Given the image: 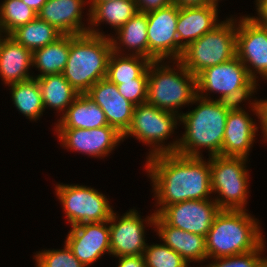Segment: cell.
Returning <instances> with one entry per match:
<instances>
[{"mask_svg":"<svg viewBox=\"0 0 267 267\" xmlns=\"http://www.w3.org/2000/svg\"><path fill=\"white\" fill-rule=\"evenodd\" d=\"M177 119L180 120L179 114L161 110L148 102L141 103L134 107L130 126L122 135L123 139L131 135L146 145H152L147 158L157 154L175 153L179 139L167 146L163 142L177 127Z\"/></svg>","mask_w":267,"mask_h":267,"instance_id":"cell-9","label":"cell"},{"mask_svg":"<svg viewBox=\"0 0 267 267\" xmlns=\"http://www.w3.org/2000/svg\"><path fill=\"white\" fill-rule=\"evenodd\" d=\"M105 1H111V0H91V3H100Z\"/></svg>","mask_w":267,"mask_h":267,"instance_id":"cell-42","label":"cell"},{"mask_svg":"<svg viewBox=\"0 0 267 267\" xmlns=\"http://www.w3.org/2000/svg\"><path fill=\"white\" fill-rule=\"evenodd\" d=\"M63 34L48 22L36 17L26 25L18 27L10 36L31 52L55 42Z\"/></svg>","mask_w":267,"mask_h":267,"instance_id":"cell-28","label":"cell"},{"mask_svg":"<svg viewBox=\"0 0 267 267\" xmlns=\"http://www.w3.org/2000/svg\"><path fill=\"white\" fill-rule=\"evenodd\" d=\"M36 267H85L65 243L64 249L43 250L35 255Z\"/></svg>","mask_w":267,"mask_h":267,"instance_id":"cell-33","label":"cell"},{"mask_svg":"<svg viewBox=\"0 0 267 267\" xmlns=\"http://www.w3.org/2000/svg\"><path fill=\"white\" fill-rule=\"evenodd\" d=\"M0 5V29L5 35L37 17V13L22 0H4Z\"/></svg>","mask_w":267,"mask_h":267,"instance_id":"cell-31","label":"cell"},{"mask_svg":"<svg viewBox=\"0 0 267 267\" xmlns=\"http://www.w3.org/2000/svg\"><path fill=\"white\" fill-rule=\"evenodd\" d=\"M156 213L142 219L137 210L131 209L121 218L113 212L109 219L110 255L115 257L143 255L147 246L145 240V226L154 225ZM119 219V220H118Z\"/></svg>","mask_w":267,"mask_h":267,"instance_id":"cell-13","label":"cell"},{"mask_svg":"<svg viewBox=\"0 0 267 267\" xmlns=\"http://www.w3.org/2000/svg\"><path fill=\"white\" fill-rule=\"evenodd\" d=\"M55 190L71 226L108 221L114 212L106 196L94 188L62 183Z\"/></svg>","mask_w":267,"mask_h":267,"instance_id":"cell-10","label":"cell"},{"mask_svg":"<svg viewBox=\"0 0 267 267\" xmlns=\"http://www.w3.org/2000/svg\"><path fill=\"white\" fill-rule=\"evenodd\" d=\"M211 200H188L167 205L159 215L170 226L206 237L215 216L221 210Z\"/></svg>","mask_w":267,"mask_h":267,"instance_id":"cell-14","label":"cell"},{"mask_svg":"<svg viewBox=\"0 0 267 267\" xmlns=\"http://www.w3.org/2000/svg\"><path fill=\"white\" fill-rule=\"evenodd\" d=\"M112 52L109 35L89 32L70 35V52L62 74L78 94H85L96 82L106 78Z\"/></svg>","mask_w":267,"mask_h":267,"instance_id":"cell-3","label":"cell"},{"mask_svg":"<svg viewBox=\"0 0 267 267\" xmlns=\"http://www.w3.org/2000/svg\"><path fill=\"white\" fill-rule=\"evenodd\" d=\"M258 224L246 210H220L206 236L208 259L257 249L264 242Z\"/></svg>","mask_w":267,"mask_h":267,"instance_id":"cell-4","label":"cell"},{"mask_svg":"<svg viewBox=\"0 0 267 267\" xmlns=\"http://www.w3.org/2000/svg\"><path fill=\"white\" fill-rule=\"evenodd\" d=\"M109 126L103 110L86 94H79L54 129H94Z\"/></svg>","mask_w":267,"mask_h":267,"instance_id":"cell-23","label":"cell"},{"mask_svg":"<svg viewBox=\"0 0 267 267\" xmlns=\"http://www.w3.org/2000/svg\"><path fill=\"white\" fill-rule=\"evenodd\" d=\"M217 7L216 3L201 7H178L176 31L178 42L183 48L220 24L217 21Z\"/></svg>","mask_w":267,"mask_h":267,"instance_id":"cell-21","label":"cell"},{"mask_svg":"<svg viewBox=\"0 0 267 267\" xmlns=\"http://www.w3.org/2000/svg\"><path fill=\"white\" fill-rule=\"evenodd\" d=\"M196 102L199 104L195 109L180 115L179 121L185 125V133L179 139L176 153L201 157L200 148L205 147L210 152L209 157L218 156L222 150L227 115L235 104L198 95L193 100Z\"/></svg>","mask_w":267,"mask_h":267,"instance_id":"cell-2","label":"cell"},{"mask_svg":"<svg viewBox=\"0 0 267 267\" xmlns=\"http://www.w3.org/2000/svg\"><path fill=\"white\" fill-rule=\"evenodd\" d=\"M236 19H226L184 48L179 61L193 75L236 56ZM236 25V26H235Z\"/></svg>","mask_w":267,"mask_h":267,"instance_id":"cell-6","label":"cell"},{"mask_svg":"<svg viewBox=\"0 0 267 267\" xmlns=\"http://www.w3.org/2000/svg\"><path fill=\"white\" fill-rule=\"evenodd\" d=\"M247 158L232 156H211V189L220 198L214 201L221 210H246L248 199Z\"/></svg>","mask_w":267,"mask_h":267,"instance_id":"cell-8","label":"cell"},{"mask_svg":"<svg viewBox=\"0 0 267 267\" xmlns=\"http://www.w3.org/2000/svg\"><path fill=\"white\" fill-rule=\"evenodd\" d=\"M119 258L117 267H146L143 255L123 256Z\"/></svg>","mask_w":267,"mask_h":267,"instance_id":"cell-38","label":"cell"},{"mask_svg":"<svg viewBox=\"0 0 267 267\" xmlns=\"http://www.w3.org/2000/svg\"><path fill=\"white\" fill-rule=\"evenodd\" d=\"M214 1V3H216V4H218V2H219V0H213Z\"/></svg>","mask_w":267,"mask_h":267,"instance_id":"cell-45","label":"cell"},{"mask_svg":"<svg viewBox=\"0 0 267 267\" xmlns=\"http://www.w3.org/2000/svg\"><path fill=\"white\" fill-rule=\"evenodd\" d=\"M147 25V13L137 12L117 30V39L110 37L113 52L121 54L120 48L125 46L129 50L132 49V55L143 56L148 59ZM121 44L122 46H120Z\"/></svg>","mask_w":267,"mask_h":267,"instance_id":"cell-25","label":"cell"},{"mask_svg":"<svg viewBox=\"0 0 267 267\" xmlns=\"http://www.w3.org/2000/svg\"><path fill=\"white\" fill-rule=\"evenodd\" d=\"M138 12L149 13L158 9H162L173 4L172 0H134Z\"/></svg>","mask_w":267,"mask_h":267,"instance_id":"cell-37","label":"cell"},{"mask_svg":"<svg viewBox=\"0 0 267 267\" xmlns=\"http://www.w3.org/2000/svg\"><path fill=\"white\" fill-rule=\"evenodd\" d=\"M146 159V170L159 206L156 214L167 205L210 198L209 160L205 162L202 157H188L176 152L157 154Z\"/></svg>","mask_w":267,"mask_h":267,"instance_id":"cell-1","label":"cell"},{"mask_svg":"<svg viewBox=\"0 0 267 267\" xmlns=\"http://www.w3.org/2000/svg\"><path fill=\"white\" fill-rule=\"evenodd\" d=\"M109 220L84 223L70 228L65 243L85 266L93 264L105 253L110 254Z\"/></svg>","mask_w":267,"mask_h":267,"instance_id":"cell-15","label":"cell"},{"mask_svg":"<svg viewBox=\"0 0 267 267\" xmlns=\"http://www.w3.org/2000/svg\"><path fill=\"white\" fill-rule=\"evenodd\" d=\"M70 52V35H62L41 49L32 52V65L41 74L34 78L63 73Z\"/></svg>","mask_w":267,"mask_h":267,"instance_id":"cell-26","label":"cell"},{"mask_svg":"<svg viewBox=\"0 0 267 267\" xmlns=\"http://www.w3.org/2000/svg\"><path fill=\"white\" fill-rule=\"evenodd\" d=\"M63 147L93 157H105L123 140L114 127L56 129Z\"/></svg>","mask_w":267,"mask_h":267,"instance_id":"cell-16","label":"cell"},{"mask_svg":"<svg viewBox=\"0 0 267 267\" xmlns=\"http://www.w3.org/2000/svg\"><path fill=\"white\" fill-rule=\"evenodd\" d=\"M252 104V111L256 114L258 119H260V128L263 131L262 133L264 134V141H267V100H257L255 99Z\"/></svg>","mask_w":267,"mask_h":267,"instance_id":"cell-36","label":"cell"},{"mask_svg":"<svg viewBox=\"0 0 267 267\" xmlns=\"http://www.w3.org/2000/svg\"><path fill=\"white\" fill-rule=\"evenodd\" d=\"M264 242L255 250L234 256L215 258L213 263L206 267H262L267 257H260L264 252ZM203 267V266H202Z\"/></svg>","mask_w":267,"mask_h":267,"instance_id":"cell-34","label":"cell"},{"mask_svg":"<svg viewBox=\"0 0 267 267\" xmlns=\"http://www.w3.org/2000/svg\"><path fill=\"white\" fill-rule=\"evenodd\" d=\"M3 32H2V30L0 29V42H1V40H2V38H3V34H2Z\"/></svg>","mask_w":267,"mask_h":267,"instance_id":"cell-43","label":"cell"},{"mask_svg":"<svg viewBox=\"0 0 267 267\" xmlns=\"http://www.w3.org/2000/svg\"><path fill=\"white\" fill-rule=\"evenodd\" d=\"M257 85L237 56L227 62L208 67L196 76L199 97L209 99L210 97L206 96L207 92H216L221 94L220 101L233 104H241L252 98Z\"/></svg>","mask_w":267,"mask_h":267,"instance_id":"cell-7","label":"cell"},{"mask_svg":"<svg viewBox=\"0 0 267 267\" xmlns=\"http://www.w3.org/2000/svg\"><path fill=\"white\" fill-rule=\"evenodd\" d=\"M143 258L146 267H188V262L165 244L147 245Z\"/></svg>","mask_w":267,"mask_h":267,"instance_id":"cell-32","label":"cell"},{"mask_svg":"<svg viewBox=\"0 0 267 267\" xmlns=\"http://www.w3.org/2000/svg\"><path fill=\"white\" fill-rule=\"evenodd\" d=\"M89 23L88 32L95 35L105 36L94 27L101 22L111 25L116 31L122 27L137 12V5L134 0H111L100 3H89ZM94 26V27H93Z\"/></svg>","mask_w":267,"mask_h":267,"instance_id":"cell-24","label":"cell"},{"mask_svg":"<svg viewBox=\"0 0 267 267\" xmlns=\"http://www.w3.org/2000/svg\"><path fill=\"white\" fill-rule=\"evenodd\" d=\"M15 107L28 119L36 121L43 115L44 104L36 78L9 85Z\"/></svg>","mask_w":267,"mask_h":267,"instance_id":"cell-29","label":"cell"},{"mask_svg":"<svg viewBox=\"0 0 267 267\" xmlns=\"http://www.w3.org/2000/svg\"><path fill=\"white\" fill-rule=\"evenodd\" d=\"M173 4L179 8L201 7L205 5L215 4L213 0H172Z\"/></svg>","mask_w":267,"mask_h":267,"instance_id":"cell-40","label":"cell"},{"mask_svg":"<svg viewBox=\"0 0 267 267\" xmlns=\"http://www.w3.org/2000/svg\"><path fill=\"white\" fill-rule=\"evenodd\" d=\"M151 62L143 56L112 52L108 61L106 78L116 85L133 81L148 69Z\"/></svg>","mask_w":267,"mask_h":267,"instance_id":"cell-30","label":"cell"},{"mask_svg":"<svg viewBox=\"0 0 267 267\" xmlns=\"http://www.w3.org/2000/svg\"><path fill=\"white\" fill-rule=\"evenodd\" d=\"M86 0H47L37 17L55 27L63 35L88 33L82 24V8Z\"/></svg>","mask_w":267,"mask_h":267,"instance_id":"cell-20","label":"cell"},{"mask_svg":"<svg viewBox=\"0 0 267 267\" xmlns=\"http://www.w3.org/2000/svg\"><path fill=\"white\" fill-rule=\"evenodd\" d=\"M160 239L182 256L187 262H202L208 259L206 237L170 226L159 214L154 225Z\"/></svg>","mask_w":267,"mask_h":267,"instance_id":"cell-19","label":"cell"},{"mask_svg":"<svg viewBox=\"0 0 267 267\" xmlns=\"http://www.w3.org/2000/svg\"><path fill=\"white\" fill-rule=\"evenodd\" d=\"M30 66L33 67L32 52L10 35H4L0 42V76L5 85L34 78L28 72Z\"/></svg>","mask_w":267,"mask_h":267,"instance_id":"cell-22","label":"cell"},{"mask_svg":"<svg viewBox=\"0 0 267 267\" xmlns=\"http://www.w3.org/2000/svg\"><path fill=\"white\" fill-rule=\"evenodd\" d=\"M36 79L41 90L44 108H54L64 114L63 111H66V108L79 95L62 73L46 75Z\"/></svg>","mask_w":267,"mask_h":267,"instance_id":"cell-27","label":"cell"},{"mask_svg":"<svg viewBox=\"0 0 267 267\" xmlns=\"http://www.w3.org/2000/svg\"><path fill=\"white\" fill-rule=\"evenodd\" d=\"M148 69L133 81L118 84V92L130 103L137 106L147 100Z\"/></svg>","mask_w":267,"mask_h":267,"instance_id":"cell-35","label":"cell"},{"mask_svg":"<svg viewBox=\"0 0 267 267\" xmlns=\"http://www.w3.org/2000/svg\"><path fill=\"white\" fill-rule=\"evenodd\" d=\"M85 94L103 110L109 126L122 135L128 130L135 105L118 92L116 84L105 78L96 82Z\"/></svg>","mask_w":267,"mask_h":267,"instance_id":"cell-17","label":"cell"},{"mask_svg":"<svg viewBox=\"0 0 267 267\" xmlns=\"http://www.w3.org/2000/svg\"><path fill=\"white\" fill-rule=\"evenodd\" d=\"M237 23L236 56L256 83L258 73L267 80V28L251 16H242Z\"/></svg>","mask_w":267,"mask_h":267,"instance_id":"cell-12","label":"cell"},{"mask_svg":"<svg viewBox=\"0 0 267 267\" xmlns=\"http://www.w3.org/2000/svg\"><path fill=\"white\" fill-rule=\"evenodd\" d=\"M177 20L178 6L175 4L147 13L149 60L164 63L167 58L173 61L181 58L184 48L178 42Z\"/></svg>","mask_w":267,"mask_h":267,"instance_id":"cell-11","label":"cell"},{"mask_svg":"<svg viewBox=\"0 0 267 267\" xmlns=\"http://www.w3.org/2000/svg\"><path fill=\"white\" fill-rule=\"evenodd\" d=\"M26 5L33 9L36 13L40 11L42 6L47 2V0H22Z\"/></svg>","mask_w":267,"mask_h":267,"instance_id":"cell-41","label":"cell"},{"mask_svg":"<svg viewBox=\"0 0 267 267\" xmlns=\"http://www.w3.org/2000/svg\"><path fill=\"white\" fill-rule=\"evenodd\" d=\"M257 18L252 16L258 24L267 28V0H256Z\"/></svg>","mask_w":267,"mask_h":267,"instance_id":"cell-39","label":"cell"},{"mask_svg":"<svg viewBox=\"0 0 267 267\" xmlns=\"http://www.w3.org/2000/svg\"><path fill=\"white\" fill-rule=\"evenodd\" d=\"M161 63L162 61H152L148 67L146 102L161 110L181 115L177 109L193 104L197 96L196 76L179 60L175 65L178 69Z\"/></svg>","mask_w":267,"mask_h":267,"instance_id":"cell-5","label":"cell"},{"mask_svg":"<svg viewBox=\"0 0 267 267\" xmlns=\"http://www.w3.org/2000/svg\"><path fill=\"white\" fill-rule=\"evenodd\" d=\"M262 267H267V261L262 265Z\"/></svg>","mask_w":267,"mask_h":267,"instance_id":"cell-44","label":"cell"},{"mask_svg":"<svg viewBox=\"0 0 267 267\" xmlns=\"http://www.w3.org/2000/svg\"><path fill=\"white\" fill-rule=\"evenodd\" d=\"M255 124L249 114L235 104L227 115L220 156L247 158L259 128Z\"/></svg>","mask_w":267,"mask_h":267,"instance_id":"cell-18","label":"cell"}]
</instances>
